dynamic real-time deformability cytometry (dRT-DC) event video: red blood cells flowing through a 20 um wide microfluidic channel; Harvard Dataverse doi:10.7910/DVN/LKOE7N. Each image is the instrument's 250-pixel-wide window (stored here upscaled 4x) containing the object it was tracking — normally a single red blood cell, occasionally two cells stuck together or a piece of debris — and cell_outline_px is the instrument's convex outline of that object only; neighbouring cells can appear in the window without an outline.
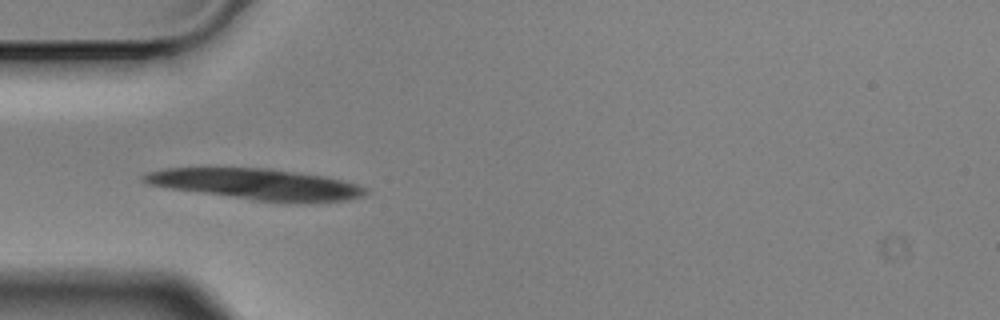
{"species": "Egyptian fruit bat (a non-hibernating species)", "species_latin": "Rousettus aegyptiacus", "temperature_condition": "cold", "stored_images_in_passage": 10, "camera_frame_rate_fps": 3000, "um_per_image_px": 0.085, "animal": {"sex": "male"}, "frame": {"image": 1, "passage_image": 4, "time_ms": 1.0, "image_size_px": [1000, 320], "cell_outline_px": [[352, 192], [344, 196], [264, 196], [224, 192], [168, 184], [152, 180], [152, 176], [164, 172], [192, 168], [232, 168], [276, 172], [324, 180], [340, 184], [352, 188]], "centroid_in_image_um": [21.41, 15.51], "position_along_channel_um": 63.6, "area_um2": 27.4}}
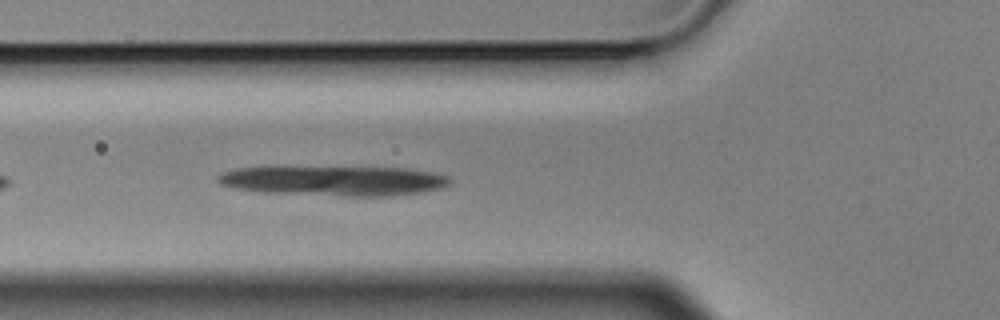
{"frame": {"image": 2, "passage_image": 7, "time_ms": 2.0, "image_size_px": [1000, 320], "cell_outline_px": [[440, 180], [436, 184], [420, 188], [384, 192], [364, 192], [264, 188], [236, 184], [224, 180], [224, 176], [236, 172], [256, 168], [344, 168], [412, 172], [432, 176]], "centroid_in_image_um": [28.18, 15.25], "position_along_channel_um": 97.6, "area_um2": 29.19}}